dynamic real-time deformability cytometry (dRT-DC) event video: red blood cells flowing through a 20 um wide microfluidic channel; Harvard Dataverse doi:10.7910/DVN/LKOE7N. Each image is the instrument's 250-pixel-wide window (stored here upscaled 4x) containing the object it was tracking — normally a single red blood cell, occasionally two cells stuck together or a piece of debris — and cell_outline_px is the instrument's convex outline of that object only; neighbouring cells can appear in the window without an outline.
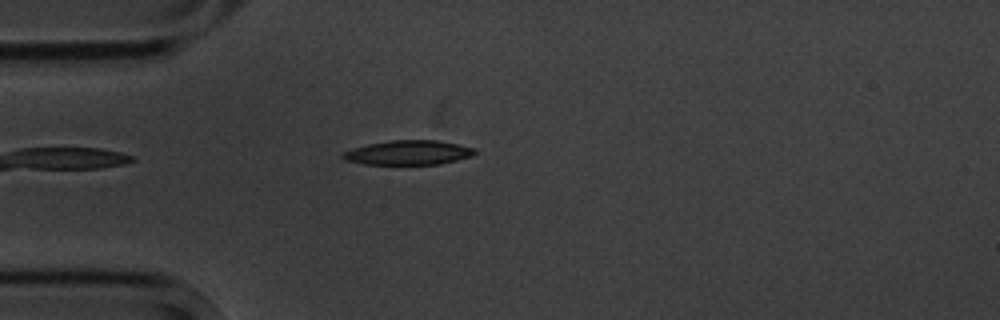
{"species": "common noctule bat (a hibernating species)", "species_latin": "Nyctalus noctula", "temperature_condition": "cold", "stored_images_in_passage": 1, "camera_frame_rate_fps": 3000, "um_per_image_px": 0.085, "animal": {"sex": "male", "body_mass_g": 20.1, "forearm_length_mm": 53.5}, "frame": {"image": 1, "passage_image": 1, "time_ms": 0.0, "image_size_px": [1000, 320], "cell_outline_px": [[476, 152], [472, 156], [440, 164], [364, 164], [344, 160], [340, 156], [344, 152], [352, 148], [368, 144], [392, 140], [436, 140], [460, 144], [476, 148]], "centroid_in_image_um": [34.72, 12.97], "position_along_channel_um": 50.3, "area_um2": 18.84}}